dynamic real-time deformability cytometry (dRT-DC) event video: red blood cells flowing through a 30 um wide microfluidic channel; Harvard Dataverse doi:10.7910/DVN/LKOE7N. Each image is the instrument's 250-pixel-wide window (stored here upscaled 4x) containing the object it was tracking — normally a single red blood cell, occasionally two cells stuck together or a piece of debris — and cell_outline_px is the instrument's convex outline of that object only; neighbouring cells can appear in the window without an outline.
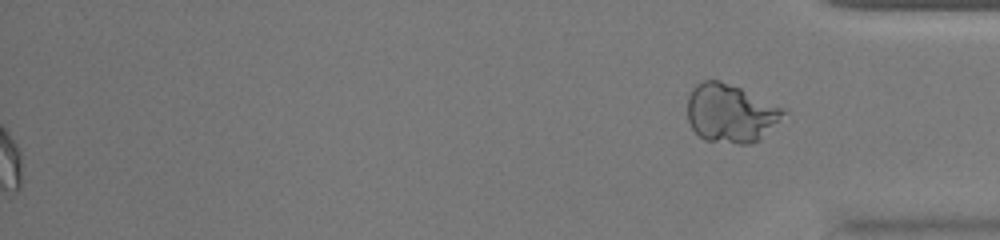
{"species": "common noctule bat (a hibernating species)", "species_latin": "Nyctalus noctula", "temperature_condition": "warm", "stored_images_in_passage": 35, "segment_of_instrument_passage": [2, 2], "camera_frame_rate_fps": 3000, "um_per_image_px": 0.085, "animal": {"sex": "female", "body_mass_g": 20.0, "forearm_length_mm": 54.0}, "frame": {"image": 1, "passage_image": 35, "time_ms": 11.333, "image_size_px": [1000, 240], "cell_outline_px": [[784, 112], [760, 140], [748, 144], [740, 144], [704, 140], [692, 128], [688, 120], [688, 96], [692, 88], [696, 84], [704, 80], [720, 80], [740, 88], [784, 108]], "centroid_in_image_um": [62.04, 9.62], "position_along_channel_um": 373.2, "area_um2": 32.19}}